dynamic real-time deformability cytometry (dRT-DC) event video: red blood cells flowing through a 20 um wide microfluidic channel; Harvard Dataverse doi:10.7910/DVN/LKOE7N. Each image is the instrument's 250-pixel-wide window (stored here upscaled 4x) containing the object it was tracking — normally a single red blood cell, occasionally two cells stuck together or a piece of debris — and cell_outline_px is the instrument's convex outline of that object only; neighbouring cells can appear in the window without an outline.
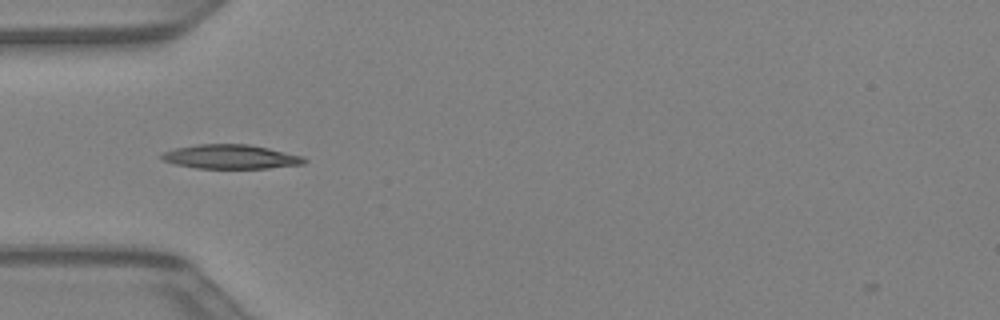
{"species": "Egyptian fruit bat (a non-hibernating species)", "species_latin": "Rousettus aegyptiacus", "temperature_condition": "warm", "stored_images_in_passage": 27, "camera_frame_rate_fps": 3000, "um_per_image_px": 0.085, "animal": {"sex": "female"}, "frame": {"image": 1, "passage_image": 2, "time_ms": 0.333, "image_size_px": [1000, 320], "cell_outline_px": [[308, 160], [304, 164], [268, 168], [196, 168], [176, 164], [164, 160], [160, 156], [164, 152], [176, 148], [196, 144], [248, 144], [268, 148], [304, 156]], "centroid_in_image_um": [19.65, 13.32], "position_along_channel_um": 65.3, "area_um2": 20.0}}
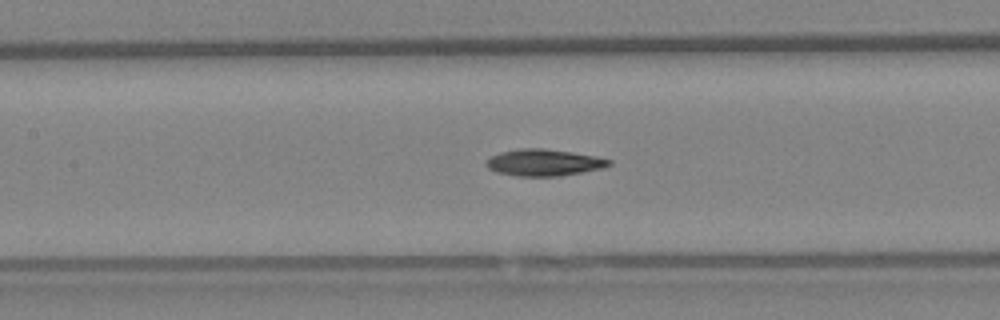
{"frame": {"image": 2, "passage_image": 8, "time_ms": 2.333, "image_size_px": [1000, 320], "cell_outline_px": [[612, 164], [604, 168], [584, 172], [560, 176], [516, 176], [496, 172], [488, 168], [484, 164], [492, 156], [500, 152], [520, 148], [544, 148], [572, 152], [596, 156], [612, 160]], "centroid_in_image_um": [46.26, 13.82], "position_along_channel_um": 161.1, "area_um2": 19.25}}
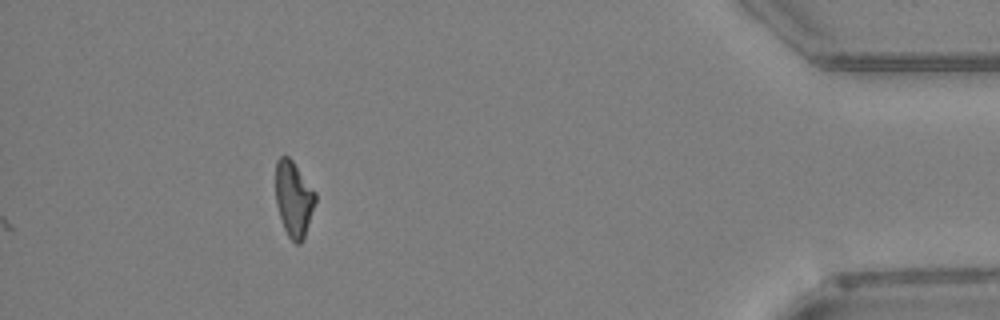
{"frame": {"image": 3, "passage_image": 27, "time_ms": 8.667, "image_size_px": [1000, 320], "cell_outline_px": [[316, 200], [304, 236], [300, 244], [296, 244], [288, 236], [284, 228], [276, 204], [276, 160], [280, 156], [288, 156], [292, 160], [316, 192]], "centroid_in_image_um": [24.96, 16.88], "position_along_channel_um": 410.2, "area_um2": 17.28}}